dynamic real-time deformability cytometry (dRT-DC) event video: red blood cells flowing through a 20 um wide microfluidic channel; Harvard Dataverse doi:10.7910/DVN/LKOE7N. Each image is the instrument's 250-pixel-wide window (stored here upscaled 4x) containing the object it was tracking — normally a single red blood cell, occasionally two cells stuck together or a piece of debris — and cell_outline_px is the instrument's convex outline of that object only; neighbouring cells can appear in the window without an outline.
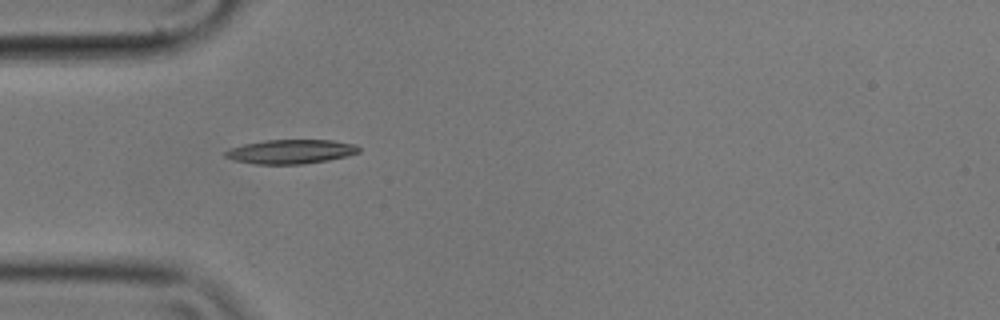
{"species": "common noctule bat (a hibernating species)", "species_latin": "Nyctalus noctula", "temperature_condition": "cold", "stored_images_in_passage": 4, "camera_frame_rate_fps": 3000, "um_per_image_px": 0.085, "animal": {"sex": "male", "body_mass_g": 17.9}, "frame": {"image": 1, "passage_image": 1, "time_ms": 0.0, "image_size_px": [1000, 320], "cell_outline_px": [[360, 152], [348, 156], [328, 160], [304, 164], [256, 164], [236, 160], [224, 156], [224, 152], [228, 148], [244, 144], [264, 140], [332, 140], [356, 144], [360, 148]], "centroid_in_image_um": [24.74, 12.88], "position_along_channel_um": 60.3, "area_um2": 18.9}}
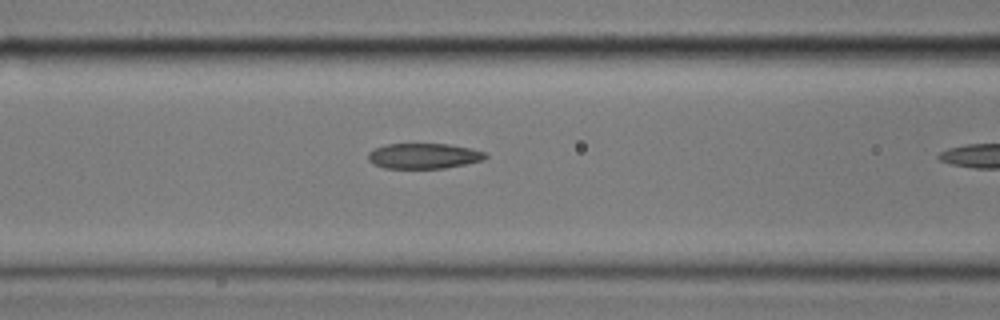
{"frame": {"image": 2, "passage_image": 3, "time_ms": 0.667, "image_size_px": [1000, 320], "cell_outline_px": [[488, 156], [484, 160], [444, 168], [384, 168], [368, 160], [368, 152], [384, 144], [448, 144], [472, 148], [484, 152]], "centroid_in_image_um": [36.03, 13.25], "position_along_channel_um": 130.6, "area_um2": 17.28}}